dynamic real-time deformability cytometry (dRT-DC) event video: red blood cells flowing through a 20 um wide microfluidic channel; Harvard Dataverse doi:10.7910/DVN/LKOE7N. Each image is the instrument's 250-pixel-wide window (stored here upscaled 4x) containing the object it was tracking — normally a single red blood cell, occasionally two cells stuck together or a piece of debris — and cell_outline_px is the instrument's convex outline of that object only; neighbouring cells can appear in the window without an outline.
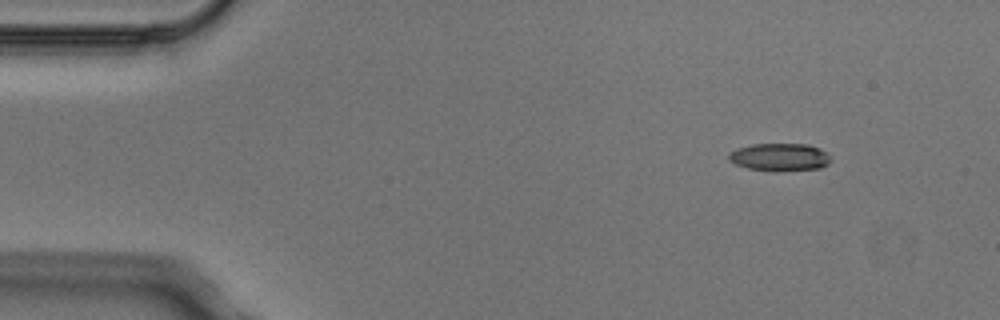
{"species": "Egyptian fruit bat (a non-hibernating species)", "species_latin": "Rousettus aegyptiacus", "temperature_condition": "cold", "stored_images_in_passage": 5, "camera_frame_rate_fps": 3000, "um_per_image_px": 0.085, "animal": {"sex": "male"}, "frame": {"image": 1, "passage_image": 1, "time_ms": 0.0, "image_size_px": [1000, 320], "cell_outline_px": [[832, 160], [828, 164], [820, 168], [776, 172], [748, 168], [736, 164], [728, 160], [728, 156], [736, 148], [752, 144], [808, 144], [820, 148], [828, 152], [832, 156]], "centroid_in_image_um": [66.33, 13.36], "position_along_channel_um": 18.7, "area_um2": 16.76}}
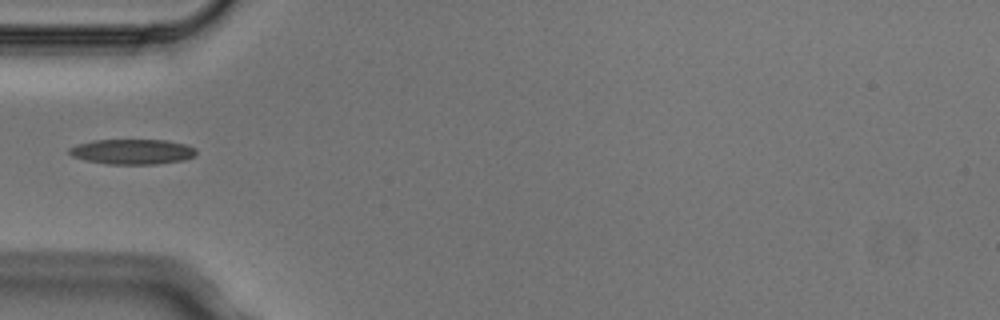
{"frame": {"image": 2, "passage_image": 4, "time_ms": 1.0, "image_size_px": [1000, 320], "cell_outline_px": [[196, 156], [184, 160], [156, 164], [108, 164], [84, 160], [72, 156], [68, 152], [68, 148], [76, 144], [92, 140], [168, 140], [184, 144], [196, 148]], "centroid_in_image_um": [11.24, 12.89], "position_along_channel_um": 73.8, "area_um2": 18.79}}
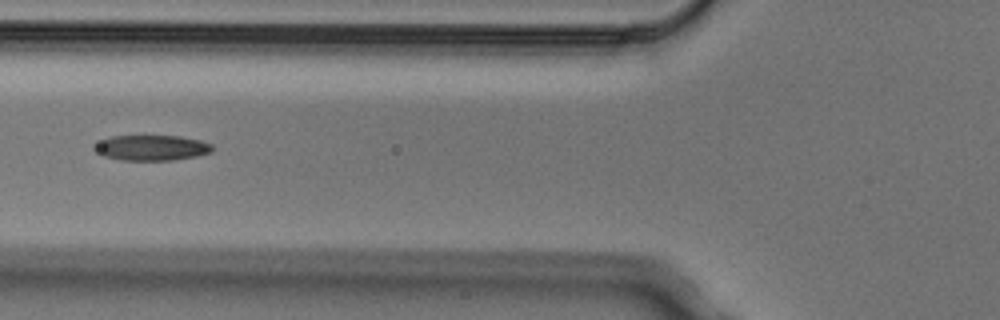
{"frame": {"image": 3, "passage_image": 5, "time_ms": 1.333, "image_size_px": [1000, 320], "cell_outline_px": [[212, 152], [196, 156], [172, 160], [120, 160], [104, 156], [96, 152], [92, 148], [96, 144], [112, 136], [180, 136], [200, 140], [212, 144]], "centroid_in_image_um": [12.9, 12.56], "position_along_channel_um": 112.9, "area_um2": 17.34}}